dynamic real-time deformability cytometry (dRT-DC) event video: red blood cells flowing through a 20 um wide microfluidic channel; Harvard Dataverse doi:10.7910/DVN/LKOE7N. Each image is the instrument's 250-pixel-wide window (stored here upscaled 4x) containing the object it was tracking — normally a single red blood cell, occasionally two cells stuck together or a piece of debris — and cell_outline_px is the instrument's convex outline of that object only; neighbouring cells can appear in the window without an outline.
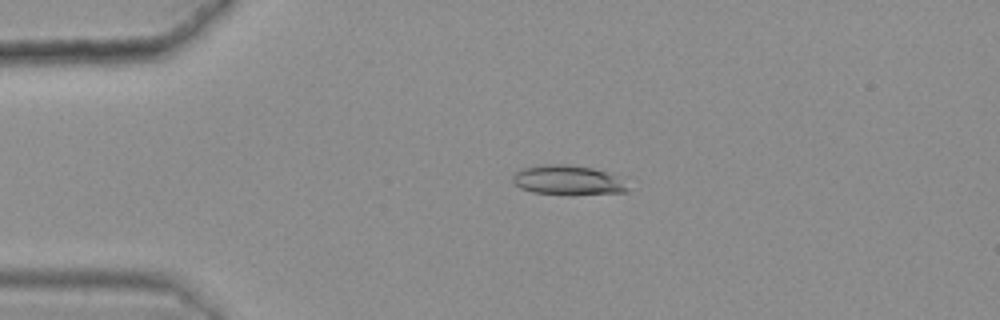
{"species": "common noctule bat (a hibernating species)", "species_latin": "Nyctalus noctula", "temperature_condition": "warm", "stored_images_in_passage": 48, "camera_frame_rate_fps": 3000, "um_per_image_px": 0.085, "animal": {"sex": "female", "body_mass_g": 25.1}, "frame": {"image": 1, "passage_image": 12, "time_ms": 3.667, "image_size_px": [1000, 320], "cell_outline_px": [[628, 192], [572, 196], [532, 192], [520, 188], [512, 180], [512, 176], [516, 172], [524, 168], [540, 164], [572, 164], [592, 168], [608, 172], [628, 188]], "centroid_in_image_um": [48.22, 15.33], "position_along_channel_um": 36.8, "area_um2": 20.06}}
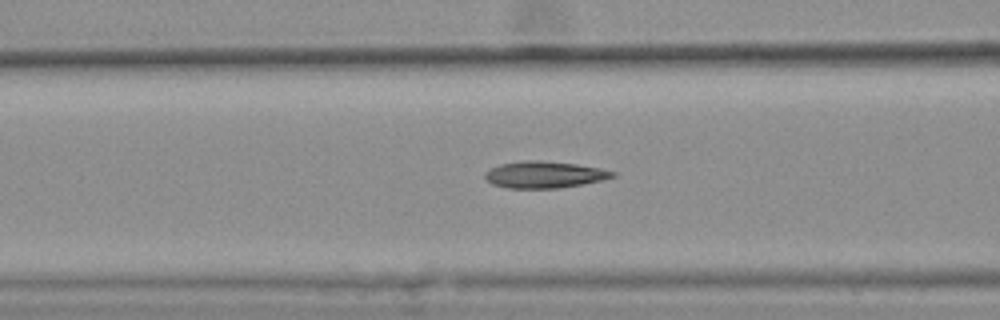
{"frame": {"image": 2, "passage_image": 22, "time_ms": 7.0, "image_size_px": [1000, 320], "cell_outline_px": [[616, 176], [600, 180], [560, 188], [508, 188], [492, 184], [484, 176], [484, 172], [488, 168], [500, 164], [524, 160], [536, 160], [576, 164], [616, 172]], "centroid_in_image_um": [46.2, 14.84], "position_along_channel_um": 120.4, "area_um2": 19.65}}
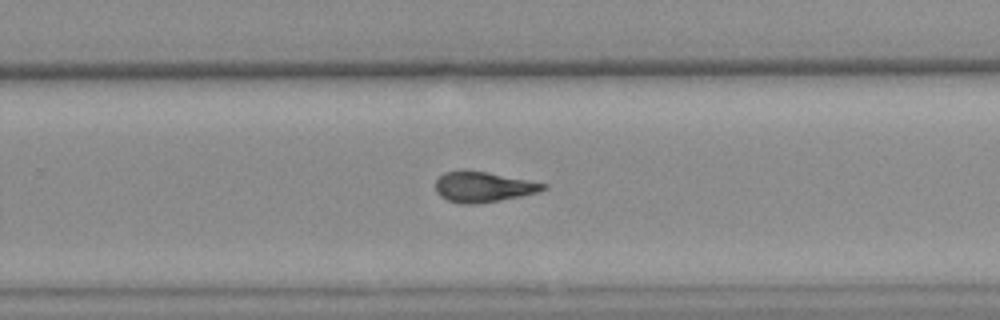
{"frame": {"image": 3, "passage_image": 36, "time_ms": 11.667, "image_size_px": [1000, 320], "cell_outline_px": [[548, 188], [536, 192], [520, 196], [480, 204], [460, 204], [448, 200], [440, 196], [436, 192], [436, 180], [444, 172], [460, 168], [464, 168], [488, 172], [548, 184]], "centroid_in_image_um": [41.03, 15.86], "position_along_channel_um": 288.8, "area_um2": 19.42}, "authors_computed_cell_mechanics": {"area_um2": 19.6231, "velocity_mm_per_s": 3.6158, "shape_relaxation_time_tau1_ms": 7.7142, "shape_relaxation_time_tau2_ms": 2.8052, "deformation_change_tau1": 0.2083, "deformation_change_tau2": 0.1193}}